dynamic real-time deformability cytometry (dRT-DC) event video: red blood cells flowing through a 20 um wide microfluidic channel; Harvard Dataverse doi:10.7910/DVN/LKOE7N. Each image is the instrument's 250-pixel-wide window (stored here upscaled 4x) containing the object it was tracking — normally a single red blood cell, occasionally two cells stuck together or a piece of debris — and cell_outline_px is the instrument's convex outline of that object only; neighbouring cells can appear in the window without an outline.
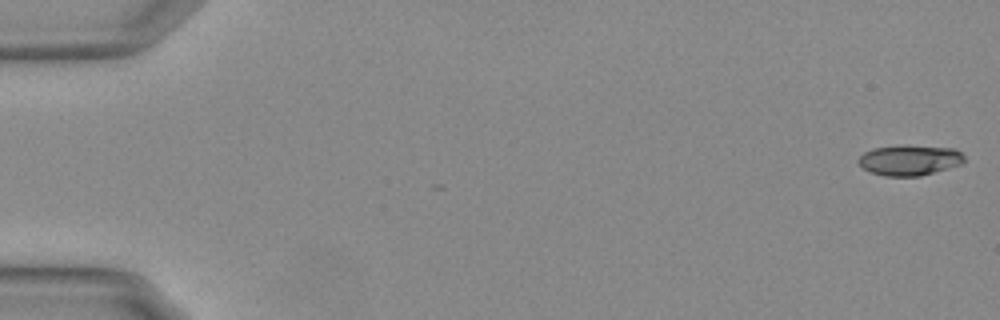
{"species": "Egyptian fruit bat (a non-hibernating species)", "species_latin": "Rousettus aegyptiacus", "temperature_condition": "warm", "stored_images_in_passage": 55, "camera_frame_rate_fps": 3000, "um_per_image_px": 0.085, "animal": {"sex": "female"}, "frame": {"image": 1, "passage_image": 1, "time_ms": 0.0, "image_size_px": [1000, 320], "cell_outline_px": [[964, 160], [960, 164], [948, 168], [920, 176], [884, 176], [868, 172], [856, 160], [864, 152], [872, 148], [904, 144], [908, 144], [956, 148], [964, 156]], "centroid_in_image_um": [77.29, 13.59], "position_along_channel_um": 7.7, "area_um2": 19.13}}
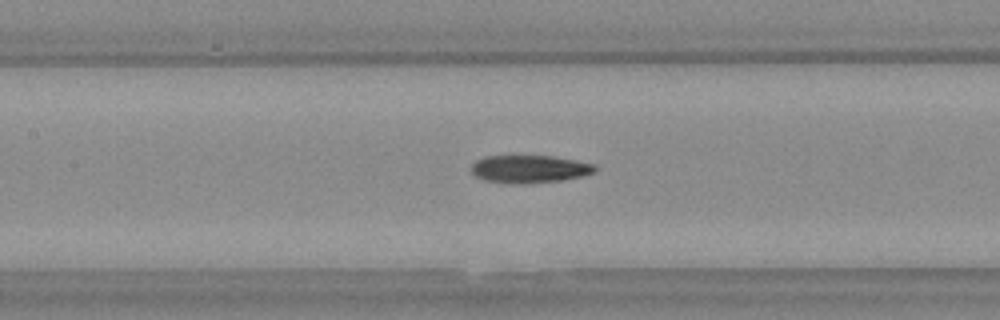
{"frame": {"image": 2, "passage_image": 26, "time_ms": 8.333, "image_size_px": [1000, 320], "cell_outline_px": [[596, 172], [584, 176], [560, 180], [520, 184], [512, 184], [484, 180], [476, 176], [472, 172], [472, 164], [476, 160], [484, 156], [552, 156], [576, 160], [596, 164]], "centroid_in_image_um": [45.03, 14.36], "position_along_channel_um": 162.4, "area_um2": 20.06}}
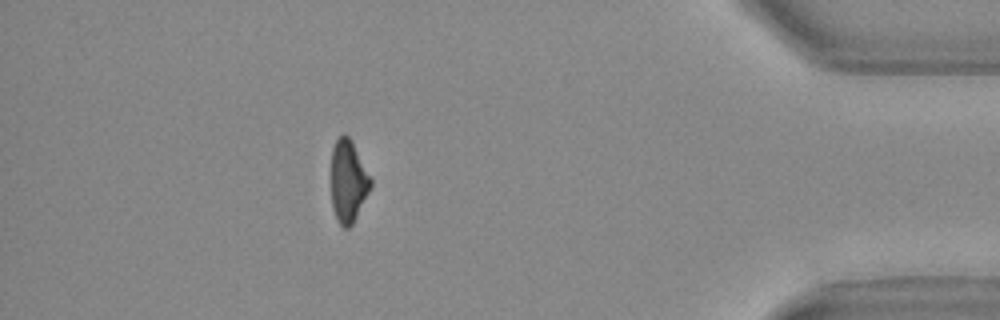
{"frame": {"image": 3, "passage_image": 49, "time_ms": 16.0, "image_size_px": [1000, 320], "cell_outline_px": [[372, 184], [352, 224], [348, 228], [344, 228], [336, 220], [332, 208], [332, 148], [336, 140], [344, 132], [348, 136], [372, 180]], "centroid_in_image_um": [29.57, 15.42], "position_along_channel_um": 405.6, "area_um2": 18.44}, "authors_computed_cell_mechanics": {"area_um2": 20.0566, "velocity_mm_per_s": 3.7663, "shape_relaxation_time_tau1_ms": 10.032, "shape_relaxation_time_tau2_ms": 8.9833, "deformation_change_tau1": 0.2802, "deformation_change_tau2": 0.1974}}